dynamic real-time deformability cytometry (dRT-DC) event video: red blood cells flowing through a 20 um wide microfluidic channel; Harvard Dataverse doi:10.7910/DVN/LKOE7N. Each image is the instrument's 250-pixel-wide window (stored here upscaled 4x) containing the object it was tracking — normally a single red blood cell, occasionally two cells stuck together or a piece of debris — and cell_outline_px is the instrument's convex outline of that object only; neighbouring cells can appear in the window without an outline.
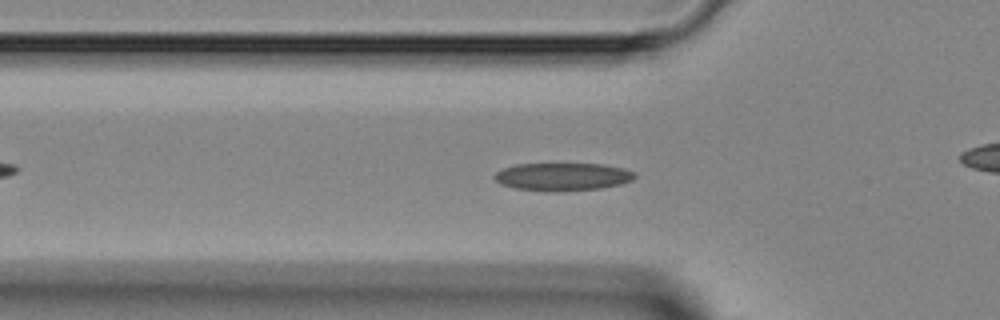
{"species": "Egyptian fruit bat (a non-hibernating species)", "species_latin": "Rousettus aegyptiacus", "temperature_condition": "room temperature", "stored_images_in_passage": 42, "camera_frame_rate_fps": 3000, "um_per_image_px": 0.085, "animal": {"sex": "female"}, "frame": {"image": 1, "passage_image": 9, "time_ms": 2.667, "image_size_px": [1000, 320], "cell_outline_px": [[636, 176], [632, 180], [620, 184], [600, 188], [556, 192], [516, 188], [500, 184], [492, 176], [496, 172], [504, 168], [516, 164], [604, 164], [624, 168], [636, 172]], "centroid_in_image_um": [47.84, 15.02], "position_along_channel_um": 78.0, "area_um2": 22.77}}
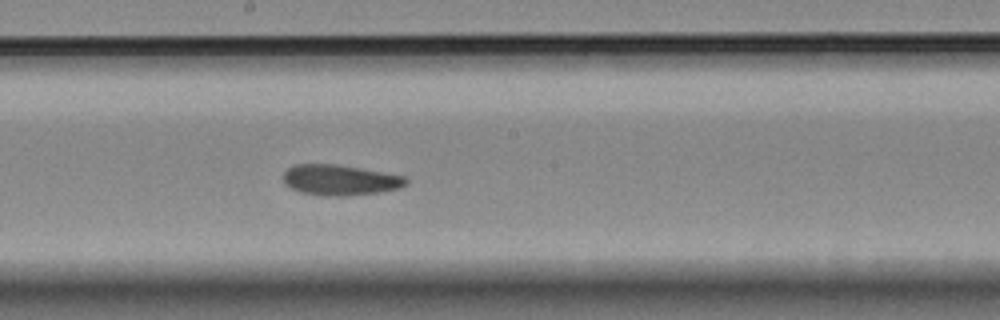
{"frame": {"image": 2, "passage_image": 19, "time_ms": 6.0, "image_size_px": [1000, 320], "cell_outline_px": [[408, 184], [400, 188], [380, 192], [348, 196], [324, 196], [300, 192], [288, 188], [284, 184], [284, 172], [292, 164], [336, 164], [384, 172], [404, 176], [408, 180]], "centroid_in_image_um": [28.88, 15.31], "position_along_channel_um": 219.3, "area_um2": 22.14}}
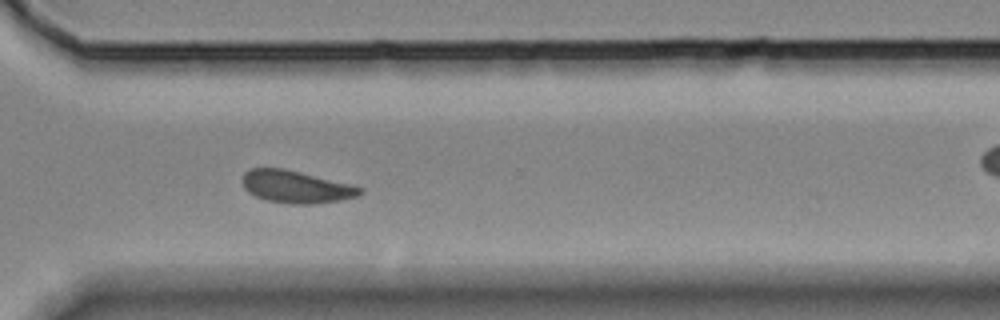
{"frame": {"image": 3, "passage_image": 28, "time_ms": 9.0, "image_size_px": [1000, 320], "cell_outline_px": [[364, 192], [356, 196], [340, 200], [312, 204], [292, 204], [268, 200], [256, 196], [248, 192], [244, 188], [240, 180], [244, 172], [252, 168], [284, 168], [352, 184], [364, 188]], "centroid_in_image_um": [25.15, 15.86], "position_along_channel_um": 345.4, "area_um2": 22.31}}